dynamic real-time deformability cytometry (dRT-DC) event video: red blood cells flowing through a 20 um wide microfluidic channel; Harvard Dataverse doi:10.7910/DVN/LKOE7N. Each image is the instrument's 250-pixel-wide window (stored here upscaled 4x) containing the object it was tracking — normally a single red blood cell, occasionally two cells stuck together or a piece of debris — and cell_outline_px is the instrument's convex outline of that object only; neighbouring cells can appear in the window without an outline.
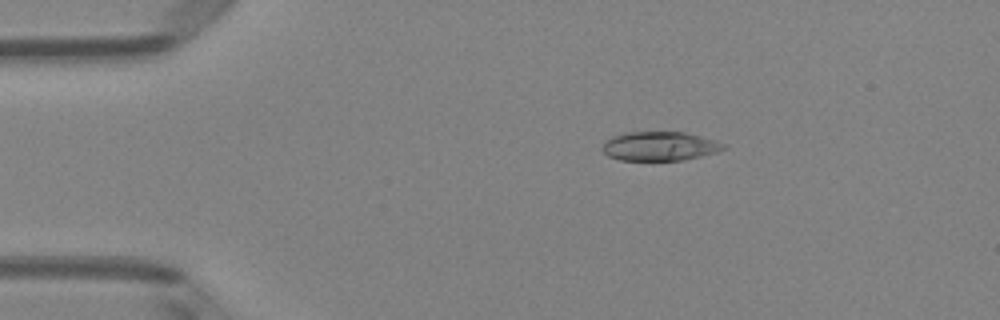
{"species": "Egyptian fruit bat (a non-hibernating species)", "species_latin": "Rousettus aegyptiacus", "temperature_condition": "room temperature", "stored_images_in_passage": 47, "camera_frame_rate_fps": 3000, "um_per_image_px": 0.085, "animal": {"sex": "female"}, "frame": {"image": 1, "passage_image": 6, "time_ms": 1.667, "image_size_px": [1000, 320], "cell_outline_px": [[728, 148], [716, 152], [684, 160], [620, 160], [608, 156], [600, 148], [612, 136], [628, 132], [684, 132], [700, 136], [724, 144]], "centroid_in_image_um": [56.06, 12.43], "position_along_channel_um": 28.9, "area_um2": 20.35}}
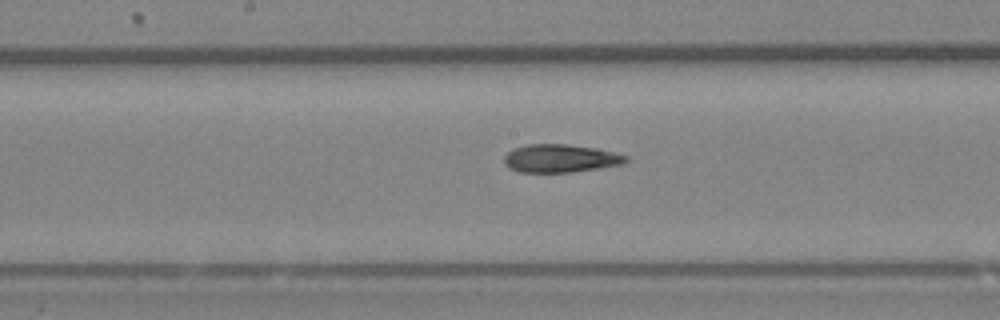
{"frame": {"image": 2, "passage_image": 23, "time_ms": 7.333, "image_size_px": [1000, 320], "cell_outline_px": [[632, 160], [624, 164], [600, 168], [572, 172], [520, 172], [508, 168], [504, 164], [504, 156], [512, 148], [528, 144], [568, 144], [596, 148], [628, 156]], "centroid_in_image_um": [47.65, 13.46], "position_along_channel_um": 200.6, "area_um2": 20.17}}
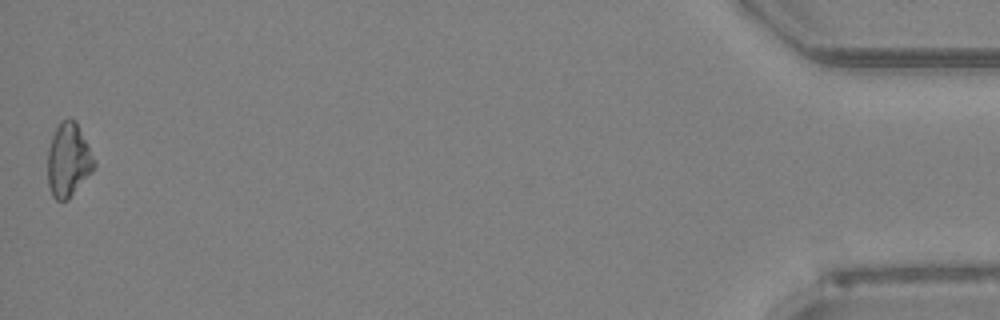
{"frame": {"image": 3, "passage_image": 47, "time_ms": 15.333, "image_size_px": [1000, 320], "cell_outline_px": [[96, 164], [92, 172], [68, 200], [56, 200], [52, 196], [48, 184], [48, 148], [52, 136], [60, 120], [68, 116], [76, 120], [96, 160]], "centroid_in_image_um": [5.82, 13.57], "position_along_channel_um": 429.4, "area_um2": 20.29}, "authors_computed_cell_mechanics": {"area_um2": 20.1722, "velocity_mm_per_s": 4.0348, "shape_relaxation_time_tau1_ms": 4.8102, "shape_relaxation_time_tau2_ms": 3.245, "deformation_change_tau1": 0.1698, "deformation_change_tau2": 0.1178}}